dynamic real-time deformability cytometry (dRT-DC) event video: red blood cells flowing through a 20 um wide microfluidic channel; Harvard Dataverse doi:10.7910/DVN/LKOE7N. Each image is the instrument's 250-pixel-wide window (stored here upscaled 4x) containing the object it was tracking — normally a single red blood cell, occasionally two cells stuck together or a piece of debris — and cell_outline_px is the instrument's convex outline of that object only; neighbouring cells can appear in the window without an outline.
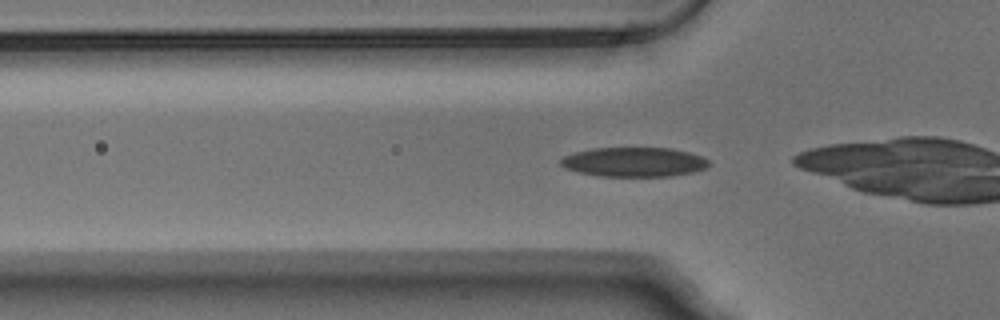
{"species": "Egyptian fruit bat (a non-hibernating species)", "species_latin": "Rousettus aegyptiacus", "temperature_condition": "warm", "stored_images_in_passage": 41, "camera_frame_rate_fps": 3000, "um_per_image_px": 0.085, "animal": {"sex": "male"}, "frame": {"image": 1, "passage_image": 12, "time_ms": 3.667, "image_size_px": [1000, 320], "cell_outline_px": [[708, 164], [704, 168], [692, 172], [668, 176], [600, 176], [580, 172], [568, 168], [560, 164], [560, 160], [564, 156], [572, 152], [592, 148], [672, 148], [688, 152], [700, 156], [708, 160]], "centroid_in_image_um": [53.86, 13.76], "position_along_channel_um": 71.9, "area_um2": 25.14}}
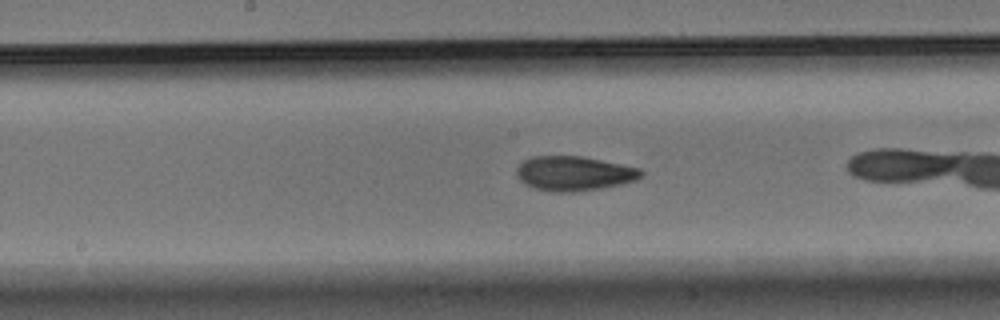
{"frame": {"image": 2, "passage_image": 22, "time_ms": 7.0, "image_size_px": [1000, 320], "cell_outline_px": [[644, 172], [636, 180], [620, 184], [600, 188], [572, 192], [552, 192], [536, 188], [520, 180], [516, 172], [516, 168], [524, 160], [532, 156], [580, 156], [640, 168]], "centroid_in_image_um": [48.78, 14.74], "position_along_channel_um": 199.4, "area_um2": 24.74}}
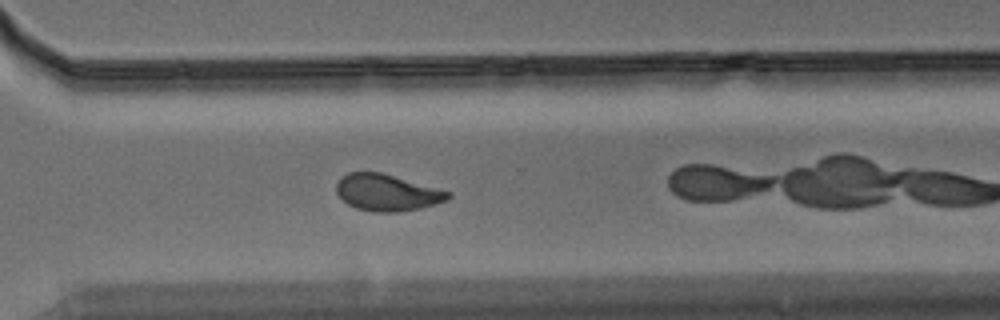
{"frame": {"image": 3, "passage_image": 33, "time_ms": 10.667, "image_size_px": [1000, 320], "cell_outline_px": [[452, 196], [448, 200], [420, 208], [396, 212], [372, 212], [356, 208], [348, 204], [336, 192], [336, 184], [348, 172], [380, 172], [452, 192]], "centroid_in_image_um": [32.92, 16.37], "position_along_channel_um": 337.7, "area_um2": 23.64}, "authors_computed_cell_mechanics": {"area_um2": 24.9118, "velocity_mm_per_s": 3.789, "shape_relaxation_time_tau1_ms": 4.6315, "shape_relaxation_time_tau2_ms": 2.1503, "deformation_change_tau1": 0.1639, "deformation_change_tau2": 0.0856}}